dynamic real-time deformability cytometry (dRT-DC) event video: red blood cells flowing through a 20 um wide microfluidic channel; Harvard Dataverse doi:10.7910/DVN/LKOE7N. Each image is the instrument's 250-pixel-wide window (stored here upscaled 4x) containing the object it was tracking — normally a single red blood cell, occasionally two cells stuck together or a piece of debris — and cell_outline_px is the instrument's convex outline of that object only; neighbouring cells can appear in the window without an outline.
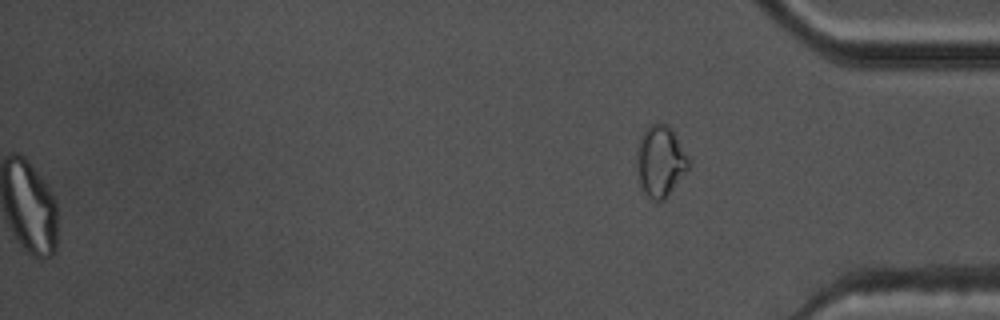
{"species": "common noctule bat (a hibernating species)", "species_latin": "Nyctalus noctula", "temperature_condition": "warm", "stored_images_in_passage": 55, "segment_of_instrument_passage": [2, 2], "camera_frame_rate_fps": 3000, "um_per_image_px": 0.085, "animal": {"sex": "male", "body_mass_g": 17.5, "forearm_length_mm": 52.3}, "frame": {"image": 1, "passage_image": 55, "time_ms": 18.0, "image_size_px": [1000, 320], "cell_outline_px": [[688, 168], [664, 200], [652, 200], [644, 192], [640, 184], [636, 172], [636, 148], [640, 136], [648, 124], [668, 124], [672, 128], [688, 156]], "centroid_in_image_um": [56.08, 13.67], "position_along_channel_um": 379.1, "area_um2": 21.56}}